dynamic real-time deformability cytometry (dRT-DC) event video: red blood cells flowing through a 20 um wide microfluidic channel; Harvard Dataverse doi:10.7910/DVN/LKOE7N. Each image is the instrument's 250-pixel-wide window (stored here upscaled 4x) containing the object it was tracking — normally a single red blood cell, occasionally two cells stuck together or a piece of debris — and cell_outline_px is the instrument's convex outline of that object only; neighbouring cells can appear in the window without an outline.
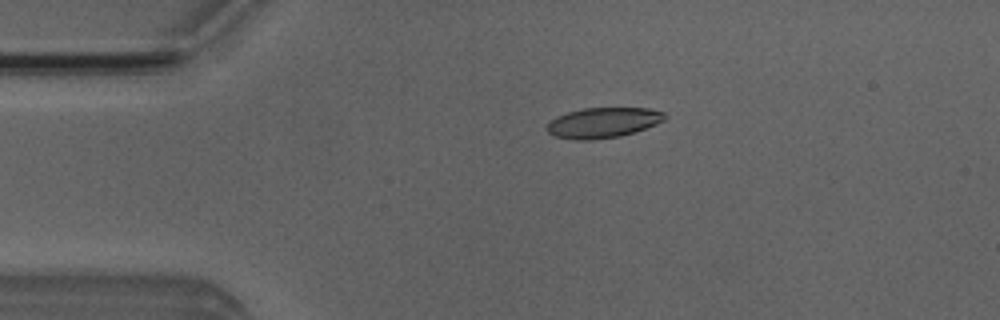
{"species": "Egyptian fruit bat (a non-hibernating species)", "species_latin": "Rousettus aegyptiacus", "temperature_condition": "room temperature", "stored_images_in_passage": 51, "camera_frame_rate_fps": 3000, "um_per_image_px": 0.085, "animal": {"sex": "male"}, "frame": {"image": 1, "passage_image": 11, "time_ms": 3.333, "image_size_px": [1000, 320], "cell_outline_px": [[668, 116], [664, 120], [656, 124], [636, 132], [620, 136], [592, 140], [576, 140], [556, 136], [548, 132], [548, 124], [556, 116], [568, 112], [584, 108], [648, 108], [664, 112]], "centroid_in_image_um": [51.3, 10.42], "position_along_channel_um": 33.7, "area_um2": 20.75}}
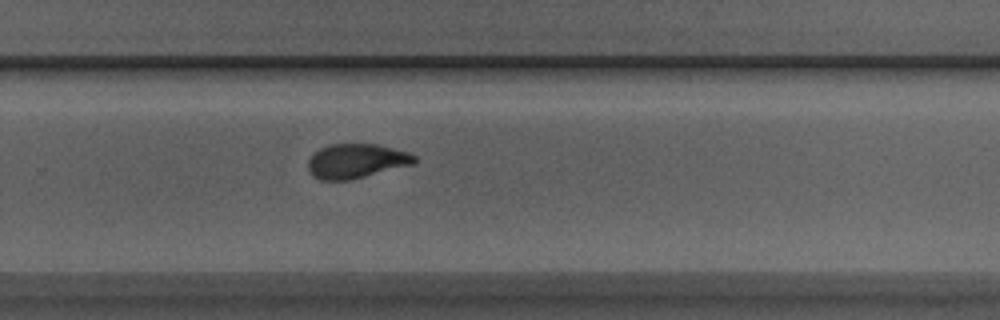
{"frame": {"image": 2, "passage_image": 34, "time_ms": 11.0, "image_size_px": [1000, 320], "cell_outline_px": [[416, 160], [412, 164], [352, 180], [320, 180], [312, 176], [308, 168], [308, 160], [320, 148], [328, 144], [376, 144], [408, 152], [416, 156]], "centroid_in_image_um": [30.26, 13.69], "position_along_channel_um": 299.5, "area_um2": 21.27}}
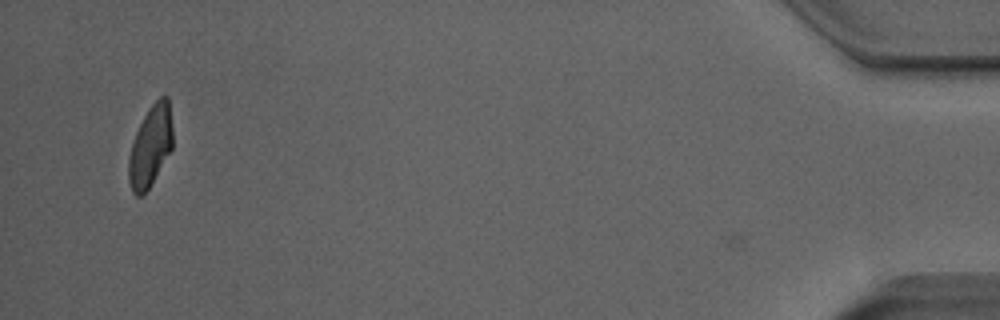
{"frame": {"image": 3, "passage_image": 50, "time_ms": 16.333, "image_size_px": [1000, 320], "cell_outline_px": [[172, 148], [148, 188], [140, 196], [136, 196], [132, 192], [128, 180], [128, 160], [132, 144], [136, 132], [144, 116], [152, 104], [160, 96], [168, 96], [172, 128]], "centroid_in_image_um": [12.77, 12.42], "position_along_channel_um": 422.4, "area_um2": 20.4}, "authors_computed_cell_mechanics": {"area_um2": 21.5016, "velocity_mm_per_s": 3.9684, "shape_relaxation_time_tau1_ms": 4.5878, "shape_relaxation_time_tau2_ms": 1.0987, "deformation_change_tau1": 0.169, "deformation_change_tau2": 0.0514}}